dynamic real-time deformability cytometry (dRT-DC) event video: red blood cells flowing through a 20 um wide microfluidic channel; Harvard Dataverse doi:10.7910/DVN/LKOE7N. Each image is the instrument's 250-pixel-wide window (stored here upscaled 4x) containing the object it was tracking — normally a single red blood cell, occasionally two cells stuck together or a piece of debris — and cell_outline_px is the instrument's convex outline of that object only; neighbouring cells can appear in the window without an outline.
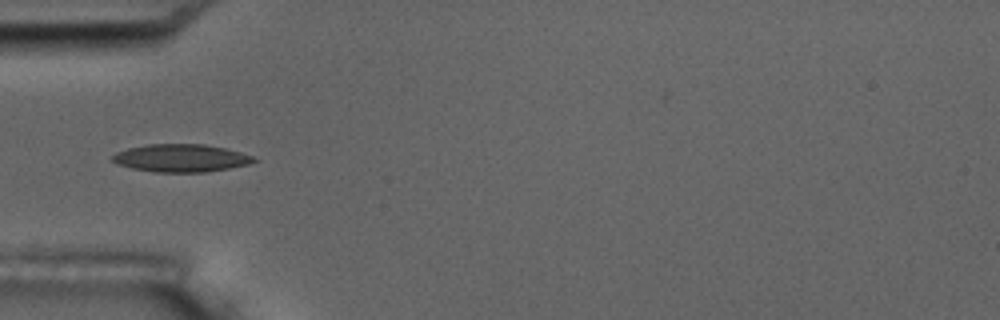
{"species": "common noctule bat (a hibernating species)", "species_latin": "Nyctalus noctula", "temperature_condition": "room temperature", "stored_images_in_passage": 8, "camera_frame_rate_fps": 3000, "um_per_image_px": 0.085, "animal": {"sex": "male", "body_mass_g": 17.5, "forearm_length_mm": 52.3}, "frame": {"image": 1, "passage_image": 2, "time_ms": 1.333, "image_size_px": [1000, 320], "cell_outline_px": [[260, 160], [248, 164], [228, 168], [204, 172], [152, 172], [132, 168], [116, 164], [112, 160], [112, 156], [116, 152], [128, 148], [148, 144], [204, 144], [224, 148], [240, 152], [252, 156]], "centroid_in_image_um": [15.36, 13.43], "position_along_channel_um": 69.6, "area_um2": 22.83}}
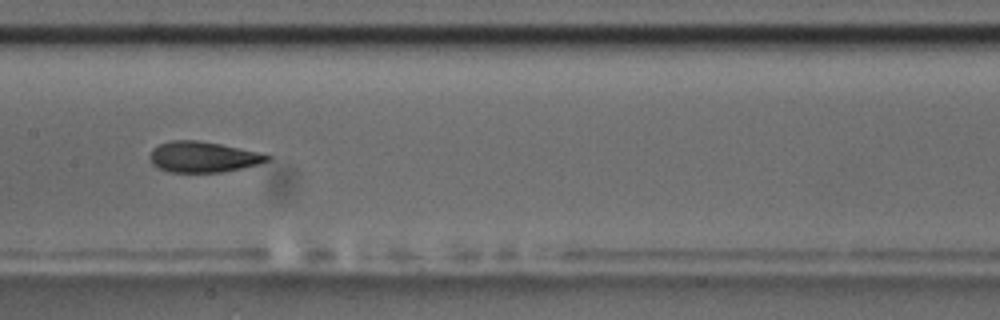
{"frame": {"image": 2, "passage_image": 5, "time_ms": 4.667, "image_size_px": [1000, 320], "cell_outline_px": [[272, 156], [268, 160], [260, 164], [220, 172], [168, 172], [152, 164], [148, 156], [152, 148], [160, 144], [172, 140], [196, 140], [220, 144], [256, 152]], "centroid_in_image_um": [17.2, 13.34], "position_along_channel_um": 190.2, "area_um2": 20.81}}
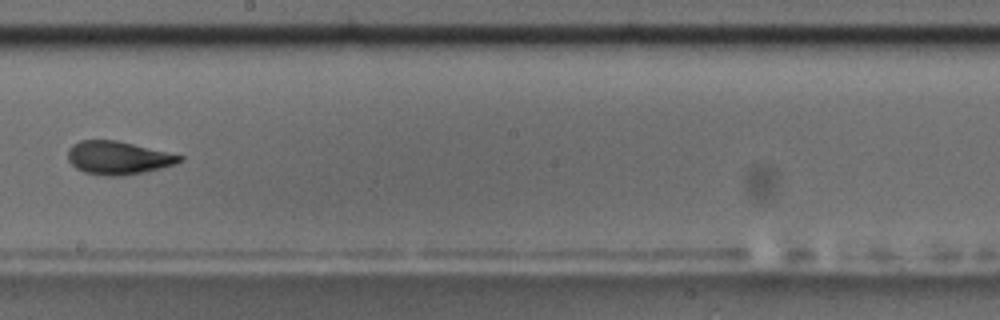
{"frame": {"image": 3, "passage_image": 6, "time_ms": 6.0, "image_size_px": [1000, 320], "cell_outline_px": [[184, 160], [176, 164], [144, 172], [124, 176], [108, 176], [84, 172], [76, 168], [68, 160], [68, 148], [72, 144], [80, 140], [116, 140], [184, 156]], "centroid_in_image_um": [10.03, 13.42], "position_along_channel_um": 238.2, "area_um2": 21.62}}